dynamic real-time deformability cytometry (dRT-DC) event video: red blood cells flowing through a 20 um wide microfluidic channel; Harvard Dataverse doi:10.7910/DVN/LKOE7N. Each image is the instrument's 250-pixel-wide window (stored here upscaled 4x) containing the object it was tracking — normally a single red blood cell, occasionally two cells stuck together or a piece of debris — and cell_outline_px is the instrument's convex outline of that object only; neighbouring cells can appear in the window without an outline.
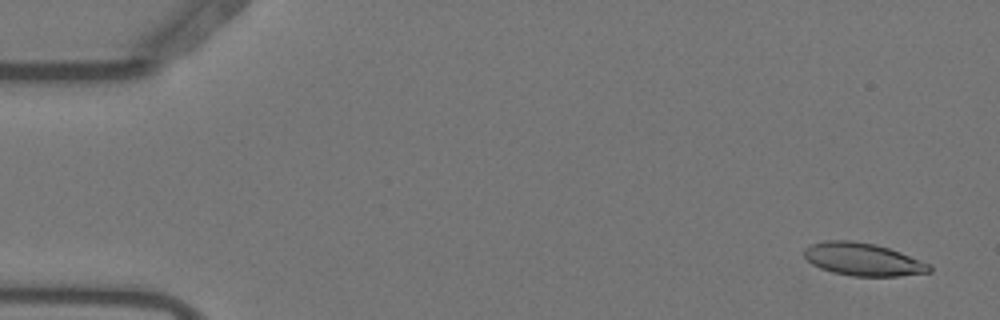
{"species": "Egyptian fruit bat (a non-hibernating species)", "species_latin": "Rousettus aegyptiacus", "temperature_condition": "warm", "stored_images_in_passage": 55, "camera_frame_rate_fps": 3000, "um_per_image_px": 0.085, "animal": {"sex": "female"}, "frame": {"image": 1, "passage_image": 3, "time_ms": 0.667, "image_size_px": [1000, 320], "cell_outline_px": [[932, 272], [900, 276], [852, 276], [832, 272], [820, 268], [812, 264], [804, 256], [804, 248], [812, 244], [824, 240], [852, 240], [876, 244], [900, 252], [932, 264]], "centroid_in_image_um": [73.37, 22.04], "position_along_channel_um": 11.6, "area_um2": 24.1}}
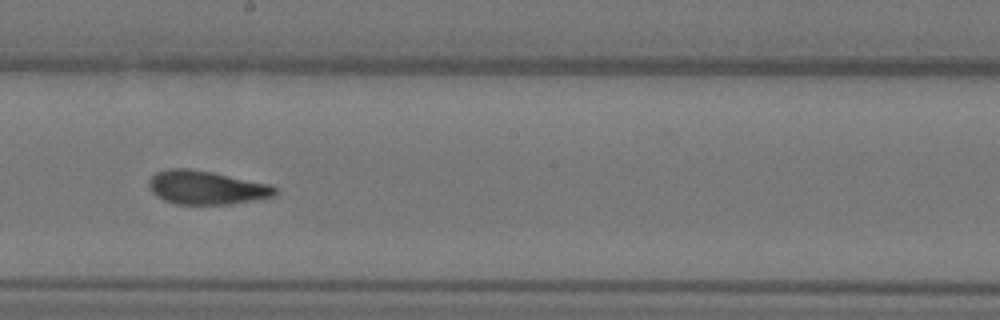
{"frame": {"image": 2, "passage_image": 31, "time_ms": 10.0, "image_size_px": [1000, 320], "cell_outline_px": [[276, 196], [228, 204], [176, 204], [164, 200], [156, 196], [152, 192], [148, 184], [148, 180], [156, 172], [168, 168], [188, 168], [212, 172], [272, 184], [276, 188]], "centroid_in_image_um": [17.53, 15.93], "position_along_channel_um": 230.7, "area_um2": 24.8}}
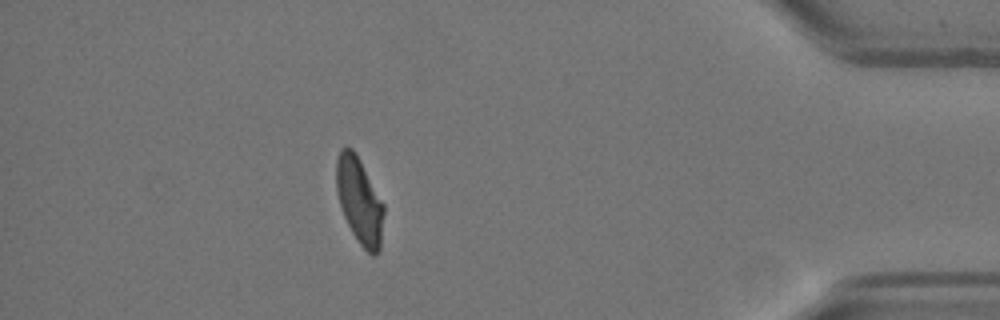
{"frame": {"image": 3, "passage_image": 49, "time_ms": 16.0, "image_size_px": [1000, 320], "cell_outline_px": [[384, 212], [380, 248], [372, 256], [360, 244], [352, 232], [344, 216], [336, 192], [336, 160], [340, 148], [352, 148], [356, 152], [384, 204]], "centroid_in_image_um": [30.54, 17.03], "position_along_channel_um": 404.7, "area_um2": 23.76}, "authors_computed_cell_mechanics": {"area_um2": 24.4494, "velocity_mm_per_s": 3.6792, "shape_relaxation_time_tau1_ms": 11.0808, "shape_relaxation_time_tau2_ms": 1.8155, "deformation_change_tau1": 0.2776, "deformation_change_tau2": 0.0938}}